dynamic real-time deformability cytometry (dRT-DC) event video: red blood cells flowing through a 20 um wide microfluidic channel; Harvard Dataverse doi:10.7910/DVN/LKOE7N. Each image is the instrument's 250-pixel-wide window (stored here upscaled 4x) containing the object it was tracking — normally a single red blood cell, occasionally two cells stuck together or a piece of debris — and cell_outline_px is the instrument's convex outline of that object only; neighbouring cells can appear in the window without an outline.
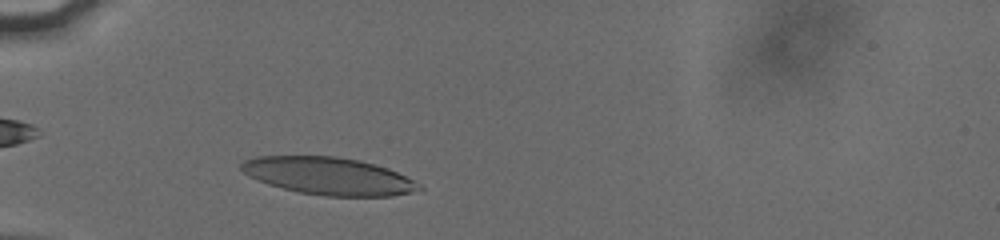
{"species": "human", "species_latin": "Homo sapiens", "temperature_condition": "cold", "stored_images_in_passage": 21, "camera_frame_rate_fps": 3000, "um_per_image_px": 0.085, "donor": {"sex": "male"}, "frame": {"image": 1, "passage_image": 5, "time_ms": 1.333, "image_size_px": [1000, 240], "cell_outline_px": [[424, 188], [420, 192], [392, 196], [324, 196], [300, 192], [268, 184], [248, 176], [240, 168], [240, 164], [244, 160], [256, 156], [336, 156], [360, 160], [388, 168], [420, 184]], "centroid_in_image_um": [27.96, 14.96], "position_along_channel_um": 57.0, "area_um2": 38.9}}
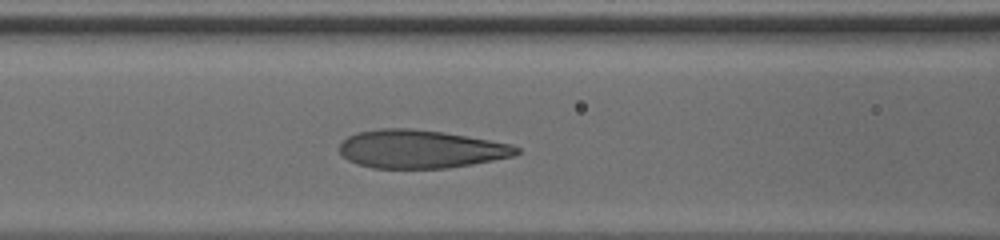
{"frame": {"image": 2, "passage_image": 12, "time_ms": 3.667, "image_size_px": [1000, 240], "cell_outline_px": [[520, 152], [516, 156], [472, 164], [448, 168], [372, 168], [356, 164], [348, 160], [340, 152], [340, 144], [348, 136], [356, 132], [380, 128], [412, 128], [444, 132], [468, 136], [512, 144], [520, 148]], "centroid_in_image_um": [35.77, 12.67], "position_along_channel_um": 130.8, "area_um2": 39.71}}
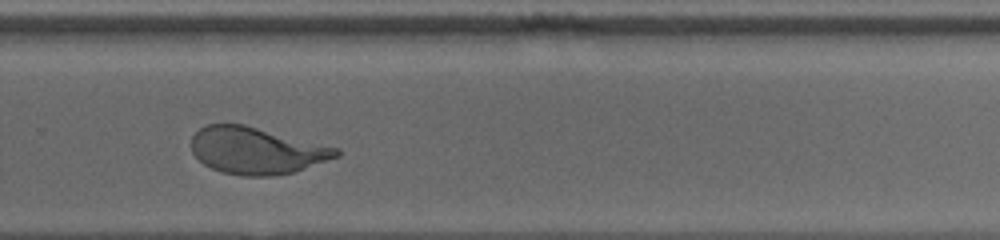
{"frame": {"image": 3, "passage_image": 19, "time_ms": 1675.0, "image_size_px": [1000, 240], "cell_outline_px": [[340, 156], [292, 172], [272, 176], [240, 176], [220, 172], [204, 164], [192, 152], [192, 136], [200, 128], [208, 124], [244, 124], [340, 148]], "centroid_in_image_um": [21.8, 12.8], "position_along_channel_um": 308.0, "area_um2": 39.48}, "authors_computed_cell_mechanics": {"area_um2": 39.4774, "velocity_mm_per_s": 3.8294, "shape_relaxation_time_tau1_ms": null, "shape_relaxation_time_tau2_ms": 0.9166, "deformation_change_tau1": null, "deformation_change_tau2": 0.0926}}